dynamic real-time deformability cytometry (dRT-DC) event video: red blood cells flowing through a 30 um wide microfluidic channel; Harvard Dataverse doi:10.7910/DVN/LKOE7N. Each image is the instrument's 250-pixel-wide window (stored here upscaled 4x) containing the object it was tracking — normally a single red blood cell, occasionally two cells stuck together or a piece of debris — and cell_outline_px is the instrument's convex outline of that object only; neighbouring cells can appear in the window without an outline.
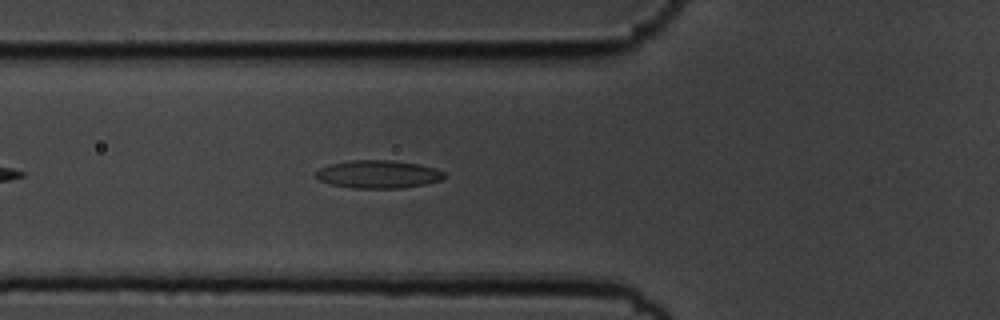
{"species": "common noctule bat (a hibernating species)", "species_latin": "Nyctalus noctula", "temperature_condition": "cold", "stored_images_in_passage": 27, "camera_frame_rate_fps": 3000, "um_per_image_px": 0.085, "animal": {"sex": "male", "body_mass_g": 19.5, "forearm_length_mm": 54.6}, "frame": {"image": 1, "passage_image": 7, "time_ms": 2.0, "image_size_px": [1000, 320], "cell_outline_px": [[444, 176], [440, 180], [424, 184], [404, 188], [352, 188], [328, 184], [320, 180], [316, 176], [316, 172], [320, 168], [328, 164], [352, 160], [392, 160], [416, 164], [436, 168], [444, 172]], "centroid_in_image_um": [32.12, 14.81], "position_along_channel_um": 93.7, "area_um2": 20.87}}
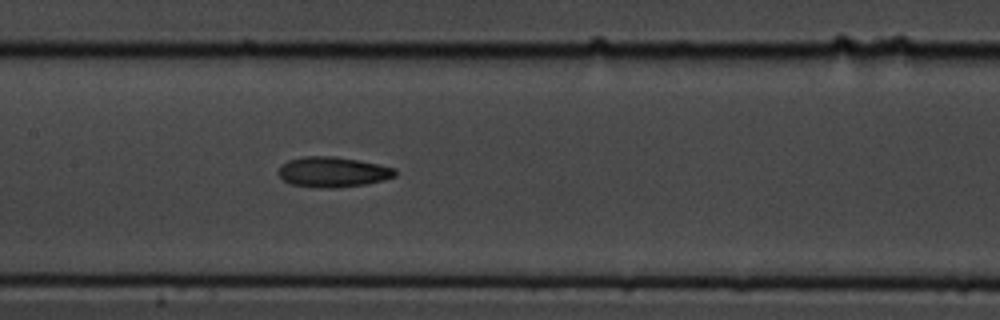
{"frame": {"image": 2, "passage_image": 14, "time_ms": 4.333, "image_size_px": [1000, 320], "cell_outline_px": [[396, 176], [384, 180], [364, 184], [336, 188], [316, 188], [292, 184], [284, 180], [280, 176], [280, 164], [288, 160], [304, 156], [332, 156], [360, 160], [380, 164], [396, 168]], "centroid_in_image_um": [28.32, 14.61], "position_along_channel_um": 179.1, "area_um2": 20.69}}
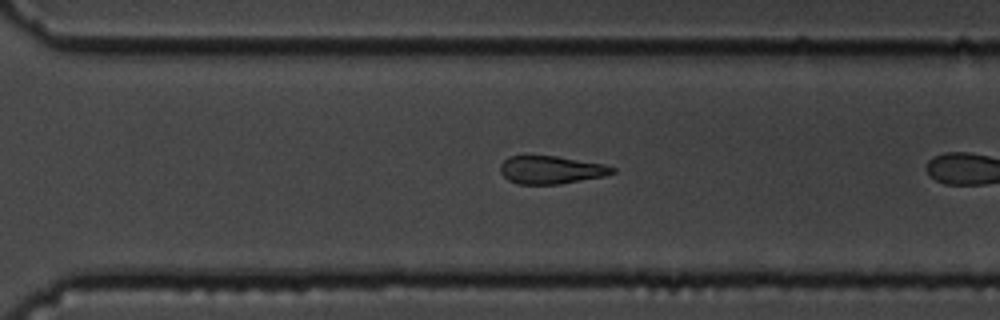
{"frame": {"image": 3, "passage_image": 23, "time_ms": 7.333, "image_size_px": [1000, 320], "cell_outline_px": [[616, 172], [604, 176], [560, 184], [516, 184], [508, 180], [500, 172], [500, 164], [508, 156], [556, 156], [604, 164], [616, 168]], "centroid_in_image_um": [46.83, 14.44], "position_along_channel_um": 323.8, "area_um2": 18.26}}